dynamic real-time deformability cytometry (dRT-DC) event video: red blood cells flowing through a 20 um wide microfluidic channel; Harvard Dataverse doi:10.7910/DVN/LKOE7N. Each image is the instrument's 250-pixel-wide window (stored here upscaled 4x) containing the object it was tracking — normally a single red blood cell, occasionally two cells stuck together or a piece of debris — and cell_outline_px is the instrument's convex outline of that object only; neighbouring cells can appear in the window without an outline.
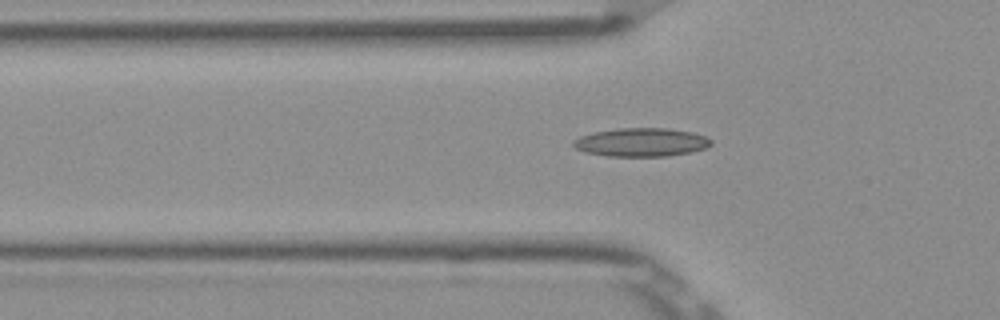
{"species": "Egyptian fruit bat (a non-hibernating species)", "species_latin": "Rousettus aegyptiacus", "temperature_condition": "room temperature", "stored_images_in_passage": 47, "camera_frame_rate_fps": 3000, "um_per_image_px": 0.085, "frame": {"image": 1, "passage_image": 18, "time_ms": 5.667, "image_size_px": [1000, 320], "cell_outline_px": [[712, 144], [704, 148], [692, 152], [668, 156], [608, 156], [584, 152], [576, 148], [572, 144], [572, 140], [580, 136], [592, 132], [616, 128], [668, 128], [692, 132], [708, 136], [712, 140]], "centroid_in_image_um": [54.51, 12.08], "position_along_channel_um": 71.3, "area_um2": 23.12}}
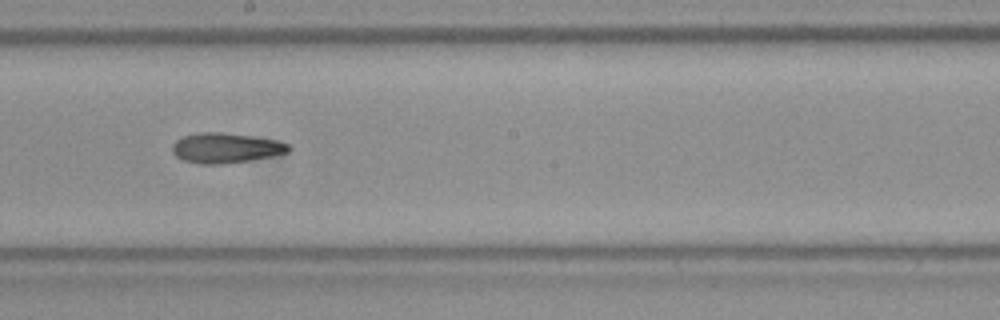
{"frame": {"image": 2, "passage_image": 30, "time_ms": 9.667, "image_size_px": [1000, 320], "cell_outline_px": [[292, 148], [288, 152], [272, 156], [248, 160], [220, 164], [200, 164], [184, 160], [176, 156], [172, 152], [172, 144], [176, 140], [184, 136], [200, 132], [220, 132], [276, 140], [288, 144]], "centroid_in_image_um": [19.17, 12.58], "position_along_channel_um": 229.0, "area_um2": 20.11}}
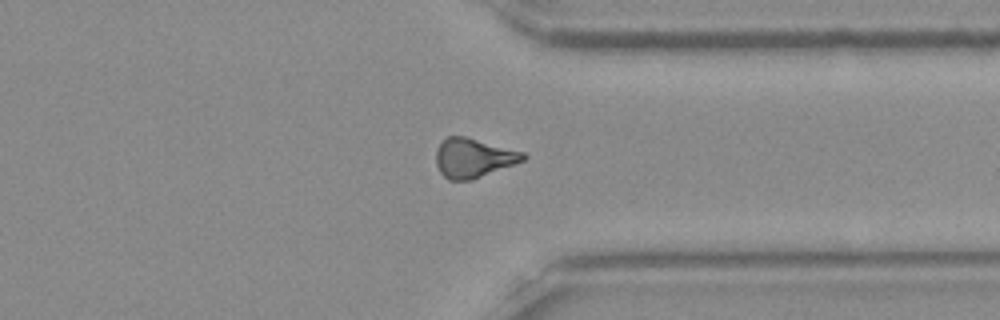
{"frame": {"image": 3, "passage_image": 41, "time_ms": 13.333, "image_size_px": [1000, 320], "cell_outline_px": [[528, 156], [524, 160], [472, 180], [448, 180], [440, 172], [436, 164], [436, 148], [448, 136], [464, 136], [524, 152]], "centroid_in_image_um": [40.22, 13.43], "position_along_channel_um": 371.2, "area_um2": 19.77}}